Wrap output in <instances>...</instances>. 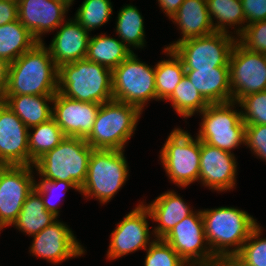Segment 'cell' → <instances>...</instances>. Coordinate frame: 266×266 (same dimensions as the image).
<instances>
[{"label": "cell", "instance_id": "cell-23", "mask_svg": "<svg viewBox=\"0 0 266 266\" xmlns=\"http://www.w3.org/2000/svg\"><path fill=\"white\" fill-rule=\"evenodd\" d=\"M172 19L182 31V38L167 48L188 38L200 37L215 32L208 14L206 0H185Z\"/></svg>", "mask_w": 266, "mask_h": 266}, {"label": "cell", "instance_id": "cell-38", "mask_svg": "<svg viewBox=\"0 0 266 266\" xmlns=\"http://www.w3.org/2000/svg\"><path fill=\"white\" fill-rule=\"evenodd\" d=\"M257 156L266 160V125L246 124L245 143Z\"/></svg>", "mask_w": 266, "mask_h": 266}, {"label": "cell", "instance_id": "cell-22", "mask_svg": "<svg viewBox=\"0 0 266 266\" xmlns=\"http://www.w3.org/2000/svg\"><path fill=\"white\" fill-rule=\"evenodd\" d=\"M145 207L159 225L154 229L156 239H163L173 227L193 213L183 199L173 191L166 192Z\"/></svg>", "mask_w": 266, "mask_h": 266}, {"label": "cell", "instance_id": "cell-10", "mask_svg": "<svg viewBox=\"0 0 266 266\" xmlns=\"http://www.w3.org/2000/svg\"><path fill=\"white\" fill-rule=\"evenodd\" d=\"M161 150V161L176 185L185 187L197 181L200 173L201 141L179 128L174 129Z\"/></svg>", "mask_w": 266, "mask_h": 266}, {"label": "cell", "instance_id": "cell-3", "mask_svg": "<svg viewBox=\"0 0 266 266\" xmlns=\"http://www.w3.org/2000/svg\"><path fill=\"white\" fill-rule=\"evenodd\" d=\"M58 92L82 102L110 101L112 70L87 59L64 64L58 67Z\"/></svg>", "mask_w": 266, "mask_h": 266}, {"label": "cell", "instance_id": "cell-11", "mask_svg": "<svg viewBox=\"0 0 266 266\" xmlns=\"http://www.w3.org/2000/svg\"><path fill=\"white\" fill-rule=\"evenodd\" d=\"M229 67L232 101L237 103L246 95L266 91V54L249 51L237 41Z\"/></svg>", "mask_w": 266, "mask_h": 266}, {"label": "cell", "instance_id": "cell-30", "mask_svg": "<svg viewBox=\"0 0 266 266\" xmlns=\"http://www.w3.org/2000/svg\"><path fill=\"white\" fill-rule=\"evenodd\" d=\"M167 100L172 102L175 111L184 118L191 117L196 111L201 113L210 104L186 76Z\"/></svg>", "mask_w": 266, "mask_h": 266}, {"label": "cell", "instance_id": "cell-1", "mask_svg": "<svg viewBox=\"0 0 266 266\" xmlns=\"http://www.w3.org/2000/svg\"><path fill=\"white\" fill-rule=\"evenodd\" d=\"M57 92L58 67L43 42L10 63L3 95H55Z\"/></svg>", "mask_w": 266, "mask_h": 266}, {"label": "cell", "instance_id": "cell-41", "mask_svg": "<svg viewBox=\"0 0 266 266\" xmlns=\"http://www.w3.org/2000/svg\"><path fill=\"white\" fill-rule=\"evenodd\" d=\"M18 2L0 0V26L18 20Z\"/></svg>", "mask_w": 266, "mask_h": 266}, {"label": "cell", "instance_id": "cell-18", "mask_svg": "<svg viewBox=\"0 0 266 266\" xmlns=\"http://www.w3.org/2000/svg\"><path fill=\"white\" fill-rule=\"evenodd\" d=\"M70 5L65 0H19L18 20L43 42L40 35L59 27Z\"/></svg>", "mask_w": 266, "mask_h": 266}, {"label": "cell", "instance_id": "cell-36", "mask_svg": "<svg viewBox=\"0 0 266 266\" xmlns=\"http://www.w3.org/2000/svg\"><path fill=\"white\" fill-rule=\"evenodd\" d=\"M237 103L246 111L245 113L241 112L245 124L266 125V91L246 95Z\"/></svg>", "mask_w": 266, "mask_h": 266}, {"label": "cell", "instance_id": "cell-39", "mask_svg": "<svg viewBox=\"0 0 266 266\" xmlns=\"http://www.w3.org/2000/svg\"><path fill=\"white\" fill-rule=\"evenodd\" d=\"M63 187L62 189H65L64 191H67L68 188H73L75 190H78L71 182L68 181H60V180H41L38 184H35L34 189L40 194L44 207L47 211L53 213L56 217L58 216L59 208L56 206V204H52L47 198L49 192L52 194V190ZM57 190V189H56ZM46 197V198H44ZM53 197V196H52ZM51 198V197H50Z\"/></svg>", "mask_w": 266, "mask_h": 266}, {"label": "cell", "instance_id": "cell-17", "mask_svg": "<svg viewBox=\"0 0 266 266\" xmlns=\"http://www.w3.org/2000/svg\"><path fill=\"white\" fill-rule=\"evenodd\" d=\"M33 236L31 252L52 263L63 262L84 253L72 231L58 220Z\"/></svg>", "mask_w": 266, "mask_h": 266}, {"label": "cell", "instance_id": "cell-25", "mask_svg": "<svg viewBox=\"0 0 266 266\" xmlns=\"http://www.w3.org/2000/svg\"><path fill=\"white\" fill-rule=\"evenodd\" d=\"M37 43L32 33L19 20L0 26V58L9 63L31 50Z\"/></svg>", "mask_w": 266, "mask_h": 266}, {"label": "cell", "instance_id": "cell-26", "mask_svg": "<svg viewBox=\"0 0 266 266\" xmlns=\"http://www.w3.org/2000/svg\"><path fill=\"white\" fill-rule=\"evenodd\" d=\"M56 218L53 213L46 210L40 194L33 189L13 225L28 235H35L56 221Z\"/></svg>", "mask_w": 266, "mask_h": 266}, {"label": "cell", "instance_id": "cell-6", "mask_svg": "<svg viewBox=\"0 0 266 266\" xmlns=\"http://www.w3.org/2000/svg\"><path fill=\"white\" fill-rule=\"evenodd\" d=\"M123 152L93 149L86 180L79 192L94 196L103 204L109 202L127 179L128 165Z\"/></svg>", "mask_w": 266, "mask_h": 266}, {"label": "cell", "instance_id": "cell-34", "mask_svg": "<svg viewBox=\"0 0 266 266\" xmlns=\"http://www.w3.org/2000/svg\"><path fill=\"white\" fill-rule=\"evenodd\" d=\"M260 233L261 228L257 225L233 257L240 266H266V239H258Z\"/></svg>", "mask_w": 266, "mask_h": 266}, {"label": "cell", "instance_id": "cell-32", "mask_svg": "<svg viewBox=\"0 0 266 266\" xmlns=\"http://www.w3.org/2000/svg\"><path fill=\"white\" fill-rule=\"evenodd\" d=\"M206 5L215 31L227 33L225 24L235 26L245 23L241 0H206ZM213 16L217 19L215 25Z\"/></svg>", "mask_w": 266, "mask_h": 266}, {"label": "cell", "instance_id": "cell-42", "mask_svg": "<svg viewBox=\"0 0 266 266\" xmlns=\"http://www.w3.org/2000/svg\"><path fill=\"white\" fill-rule=\"evenodd\" d=\"M10 63L3 58H0V98L5 92L8 84Z\"/></svg>", "mask_w": 266, "mask_h": 266}, {"label": "cell", "instance_id": "cell-33", "mask_svg": "<svg viewBox=\"0 0 266 266\" xmlns=\"http://www.w3.org/2000/svg\"><path fill=\"white\" fill-rule=\"evenodd\" d=\"M112 13L110 0H84L75 20L88 32L108 22Z\"/></svg>", "mask_w": 266, "mask_h": 266}, {"label": "cell", "instance_id": "cell-2", "mask_svg": "<svg viewBox=\"0 0 266 266\" xmlns=\"http://www.w3.org/2000/svg\"><path fill=\"white\" fill-rule=\"evenodd\" d=\"M206 244L220 261L233 258L258 225L246 211L232 207H220L201 211ZM228 246H236L231 251Z\"/></svg>", "mask_w": 266, "mask_h": 266}, {"label": "cell", "instance_id": "cell-21", "mask_svg": "<svg viewBox=\"0 0 266 266\" xmlns=\"http://www.w3.org/2000/svg\"><path fill=\"white\" fill-rule=\"evenodd\" d=\"M185 76L209 103L232 101L229 66L185 70Z\"/></svg>", "mask_w": 266, "mask_h": 266}, {"label": "cell", "instance_id": "cell-7", "mask_svg": "<svg viewBox=\"0 0 266 266\" xmlns=\"http://www.w3.org/2000/svg\"><path fill=\"white\" fill-rule=\"evenodd\" d=\"M113 99L137 106L141 111L150 99H157L155 68L137 59L132 52L112 70Z\"/></svg>", "mask_w": 266, "mask_h": 266}, {"label": "cell", "instance_id": "cell-29", "mask_svg": "<svg viewBox=\"0 0 266 266\" xmlns=\"http://www.w3.org/2000/svg\"><path fill=\"white\" fill-rule=\"evenodd\" d=\"M31 128L35 131L33 134L28 133V149L29 166L33 168L34 163L60 144L65 135L53 118Z\"/></svg>", "mask_w": 266, "mask_h": 266}, {"label": "cell", "instance_id": "cell-5", "mask_svg": "<svg viewBox=\"0 0 266 266\" xmlns=\"http://www.w3.org/2000/svg\"><path fill=\"white\" fill-rule=\"evenodd\" d=\"M141 113L137 106L114 99L102 103L86 142L93 149L123 150Z\"/></svg>", "mask_w": 266, "mask_h": 266}, {"label": "cell", "instance_id": "cell-8", "mask_svg": "<svg viewBox=\"0 0 266 266\" xmlns=\"http://www.w3.org/2000/svg\"><path fill=\"white\" fill-rule=\"evenodd\" d=\"M234 103H210L201 112L203 122L197 135L200 141L228 152L245 143L246 124L242 120L241 111L231 110Z\"/></svg>", "mask_w": 266, "mask_h": 266}, {"label": "cell", "instance_id": "cell-19", "mask_svg": "<svg viewBox=\"0 0 266 266\" xmlns=\"http://www.w3.org/2000/svg\"><path fill=\"white\" fill-rule=\"evenodd\" d=\"M236 161L233 153L201 141L199 180L217 191L235 186Z\"/></svg>", "mask_w": 266, "mask_h": 266}, {"label": "cell", "instance_id": "cell-20", "mask_svg": "<svg viewBox=\"0 0 266 266\" xmlns=\"http://www.w3.org/2000/svg\"><path fill=\"white\" fill-rule=\"evenodd\" d=\"M61 26L48 48L57 67L86 59L89 32L75 19Z\"/></svg>", "mask_w": 266, "mask_h": 266}, {"label": "cell", "instance_id": "cell-15", "mask_svg": "<svg viewBox=\"0 0 266 266\" xmlns=\"http://www.w3.org/2000/svg\"><path fill=\"white\" fill-rule=\"evenodd\" d=\"M52 118L57 122L65 137L86 138L95 123L99 103L74 100L57 92L54 95Z\"/></svg>", "mask_w": 266, "mask_h": 266}, {"label": "cell", "instance_id": "cell-43", "mask_svg": "<svg viewBox=\"0 0 266 266\" xmlns=\"http://www.w3.org/2000/svg\"><path fill=\"white\" fill-rule=\"evenodd\" d=\"M185 0H158L161 9H163L169 18L173 17V15L177 12L180 5Z\"/></svg>", "mask_w": 266, "mask_h": 266}, {"label": "cell", "instance_id": "cell-12", "mask_svg": "<svg viewBox=\"0 0 266 266\" xmlns=\"http://www.w3.org/2000/svg\"><path fill=\"white\" fill-rule=\"evenodd\" d=\"M163 240L174 249L187 265L190 262L189 266H209L219 263L211 250L207 249L208 247L203 248L206 238L201 211L197 214L192 213L177 223Z\"/></svg>", "mask_w": 266, "mask_h": 266}, {"label": "cell", "instance_id": "cell-16", "mask_svg": "<svg viewBox=\"0 0 266 266\" xmlns=\"http://www.w3.org/2000/svg\"><path fill=\"white\" fill-rule=\"evenodd\" d=\"M28 127L0 100V166L28 165Z\"/></svg>", "mask_w": 266, "mask_h": 266}, {"label": "cell", "instance_id": "cell-37", "mask_svg": "<svg viewBox=\"0 0 266 266\" xmlns=\"http://www.w3.org/2000/svg\"><path fill=\"white\" fill-rule=\"evenodd\" d=\"M240 29V30H239ZM237 41L252 52L266 54V20L240 27Z\"/></svg>", "mask_w": 266, "mask_h": 266}, {"label": "cell", "instance_id": "cell-28", "mask_svg": "<svg viewBox=\"0 0 266 266\" xmlns=\"http://www.w3.org/2000/svg\"><path fill=\"white\" fill-rule=\"evenodd\" d=\"M164 50L171 59L162 60L155 66V85L158 100H167L185 76V67L181 59L172 49L165 48Z\"/></svg>", "mask_w": 266, "mask_h": 266}, {"label": "cell", "instance_id": "cell-9", "mask_svg": "<svg viewBox=\"0 0 266 266\" xmlns=\"http://www.w3.org/2000/svg\"><path fill=\"white\" fill-rule=\"evenodd\" d=\"M236 40V41H235ZM237 39L225 32L188 38L171 49L181 59L185 70L214 69L229 66V59Z\"/></svg>", "mask_w": 266, "mask_h": 266}, {"label": "cell", "instance_id": "cell-40", "mask_svg": "<svg viewBox=\"0 0 266 266\" xmlns=\"http://www.w3.org/2000/svg\"><path fill=\"white\" fill-rule=\"evenodd\" d=\"M246 25L266 20V0H241Z\"/></svg>", "mask_w": 266, "mask_h": 266}, {"label": "cell", "instance_id": "cell-35", "mask_svg": "<svg viewBox=\"0 0 266 266\" xmlns=\"http://www.w3.org/2000/svg\"><path fill=\"white\" fill-rule=\"evenodd\" d=\"M145 266H185L186 262L163 239L152 241L147 250Z\"/></svg>", "mask_w": 266, "mask_h": 266}, {"label": "cell", "instance_id": "cell-44", "mask_svg": "<svg viewBox=\"0 0 266 266\" xmlns=\"http://www.w3.org/2000/svg\"><path fill=\"white\" fill-rule=\"evenodd\" d=\"M220 266H240L233 258L220 260Z\"/></svg>", "mask_w": 266, "mask_h": 266}, {"label": "cell", "instance_id": "cell-14", "mask_svg": "<svg viewBox=\"0 0 266 266\" xmlns=\"http://www.w3.org/2000/svg\"><path fill=\"white\" fill-rule=\"evenodd\" d=\"M146 217H151L149 210L143 205H138L132 212L118 223L111 234L108 258L116 259L140 248L147 250L152 242Z\"/></svg>", "mask_w": 266, "mask_h": 266}, {"label": "cell", "instance_id": "cell-24", "mask_svg": "<svg viewBox=\"0 0 266 266\" xmlns=\"http://www.w3.org/2000/svg\"><path fill=\"white\" fill-rule=\"evenodd\" d=\"M54 95H2L0 98L30 129L52 118Z\"/></svg>", "mask_w": 266, "mask_h": 266}, {"label": "cell", "instance_id": "cell-13", "mask_svg": "<svg viewBox=\"0 0 266 266\" xmlns=\"http://www.w3.org/2000/svg\"><path fill=\"white\" fill-rule=\"evenodd\" d=\"M31 166H0V224H13L35 187Z\"/></svg>", "mask_w": 266, "mask_h": 266}, {"label": "cell", "instance_id": "cell-31", "mask_svg": "<svg viewBox=\"0 0 266 266\" xmlns=\"http://www.w3.org/2000/svg\"><path fill=\"white\" fill-rule=\"evenodd\" d=\"M116 33L126 46L142 47L144 45L143 18L135 6L127 5L119 11ZM128 43V44H127Z\"/></svg>", "mask_w": 266, "mask_h": 266}, {"label": "cell", "instance_id": "cell-27", "mask_svg": "<svg viewBox=\"0 0 266 266\" xmlns=\"http://www.w3.org/2000/svg\"><path fill=\"white\" fill-rule=\"evenodd\" d=\"M132 52L120 40L101 35L89 39L86 59L113 70Z\"/></svg>", "mask_w": 266, "mask_h": 266}, {"label": "cell", "instance_id": "cell-45", "mask_svg": "<svg viewBox=\"0 0 266 266\" xmlns=\"http://www.w3.org/2000/svg\"><path fill=\"white\" fill-rule=\"evenodd\" d=\"M209 266H220L219 263H215V264H212V265H209Z\"/></svg>", "mask_w": 266, "mask_h": 266}, {"label": "cell", "instance_id": "cell-4", "mask_svg": "<svg viewBox=\"0 0 266 266\" xmlns=\"http://www.w3.org/2000/svg\"><path fill=\"white\" fill-rule=\"evenodd\" d=\"M93 148L80 137H65L35 163L42 180L71 182L80 191L87 176Z\"/></svg>", "mask_w": 266, "mask_h": 266}, {"label": "cell", "instance_id": "cell-46", "mask_svg": "<svg viewBox=\"0 0 266 266\" xmlns=\"http://www.w3.org/2000/svg\"><path fill=\"white\" fill-rule=\"evenodd\" d=\"M65 1L69 2L70 4H72V2H73L74 0H65Z\"/></svg>", "mask_w": 266, "mask_h": 266}]
</instances>
